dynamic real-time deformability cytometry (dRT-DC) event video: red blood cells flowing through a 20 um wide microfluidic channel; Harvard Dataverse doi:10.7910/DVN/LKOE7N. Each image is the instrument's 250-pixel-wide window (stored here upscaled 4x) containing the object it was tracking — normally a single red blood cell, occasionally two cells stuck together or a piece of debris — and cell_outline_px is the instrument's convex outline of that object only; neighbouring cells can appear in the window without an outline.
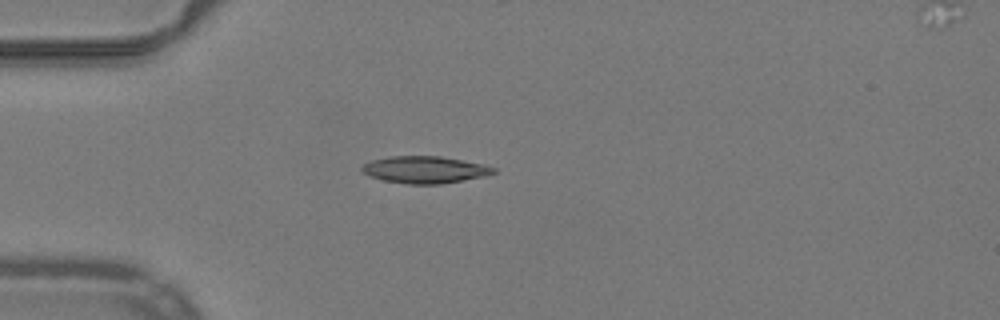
{"species": "common noctule bat (a hibernating species)", "species_latin": "Nyctalus noctula", "temperature_condition": "warm", "stored_images_in_passage": 38, "camera_frame_rate_fps": 3000, "um_per_image_px": 0.085, "animal": {"sex": "male", "body_mass_g": 19.2, "forearm_length_mm": 51.8}, "frame": {"image": 1, "passage_image": 1, "time_ms": 0.0, "image_size_px": [1000, 320], "cell_outline_px": [[496, 172], [484, 176], [464, 180], [440, 184], [408, 184], [384, 180], [372, 176], [364, 172], [360, 168], [364, 164], [372, 160], [388, 156], [440, 156], [484, 164], [496, 168]], "centroid_in_image_um": [36.14, 14.42], "position_along_channel_um": 48.9, "area_um2": 20.58}}
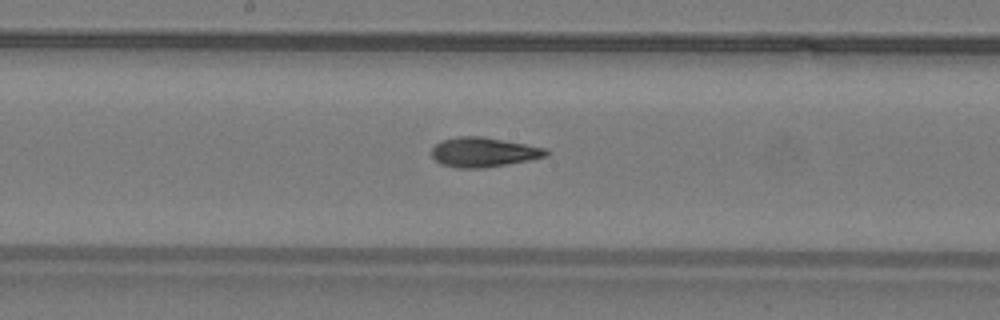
{"frame": {"image": 2, "passage_image": 14, "time_ms": 4.333, "image_size_px": [1000, 320], "cell_outline_px": [[548, 156], [528, 160], [484, 168], [456, 168], [440, 164], [432, 156], [432, 148], [440, 140], [460, 136], [480, 136], [524, 144], [544, 148], [548, 152]], "centroid_in_image_um": [41.05, 12.94], "position_along_channel_um": 207.2, "area_um2": 19.54}}
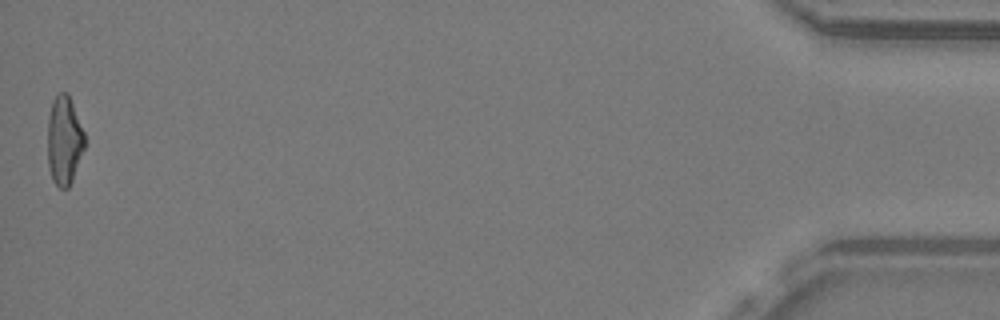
{"frame": {"image": 3, "passage_image": 38, "time_ms": 12.333, "image_size_px": [1000, 320], "cell_outline_px": [[84, 148], [72, 180], [68, 188], [60, 188], [52, 180], [48, 168], [48, 116], [52, 100], [60, 92], [68, 92], [84, 132]], "centroid_in_image_um": [5.44, 11.92], "position_along_channel_um": 429.8, "area_um2": 19.13}, "authors_computed_cell_mechanics": {"area_um2": 19.3341, "velocity_mm_per_s": 3.9936, "shape_relaxation_time_tau1_ms": null, "shape_relaxation_time_tau2_ms": 2.173, "deformation_change_tau1": null, "deformation_change_tau2": 0.1081}}